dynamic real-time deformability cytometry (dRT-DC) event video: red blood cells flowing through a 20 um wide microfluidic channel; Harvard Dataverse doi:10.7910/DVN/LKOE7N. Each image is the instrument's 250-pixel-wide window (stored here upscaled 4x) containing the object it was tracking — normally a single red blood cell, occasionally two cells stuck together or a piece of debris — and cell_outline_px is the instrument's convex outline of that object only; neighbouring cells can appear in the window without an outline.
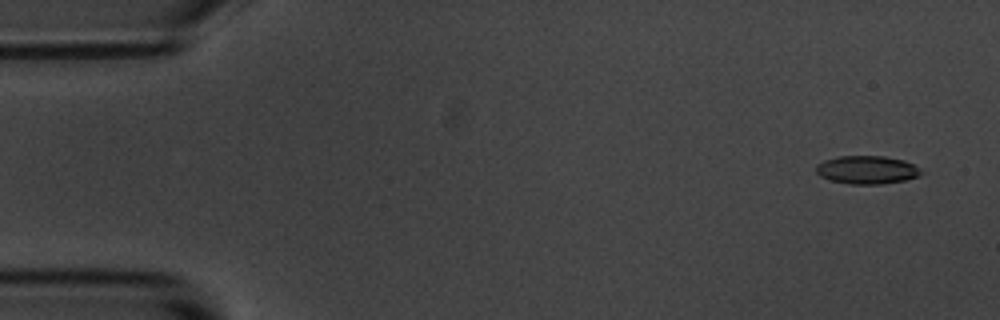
{"species": "common noctule bat (a hibernating species)", "species_latin": "Nyctalus noctula", "temperature_condition": "room temperature", "stored_images_in_passage": 4, "camera_frame_rate_fps": 3000, "um_per_image_px": 0.085, "animal": {"sex": "male", "body_mass_g": 20.1, "forearm_length_mm": 53.5}, "frame": {"image": 1, "passage_image": 1, "time_ms": 0.0, "image_size_px": [1000, 320], "cell_outline_px": [[924, 172], [920, 176], [904, 180], [880, 184], [848, 184], [828, 180], [820, 176], [816, 172], [816, 164], [824, 160], [836, 156], [884, 156], [904, 160], [912, 164]], "centroid_in_image_um": [73.66, 14.44], "position_along_channel_um": 11.3, "area_um2": 17.4}}
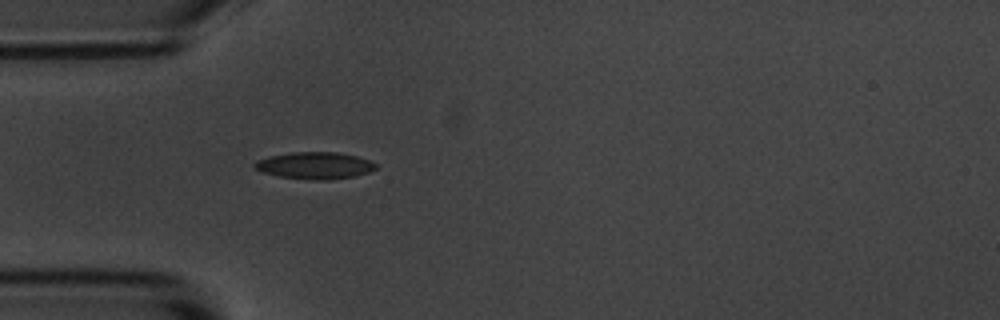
{"frame": {"image": 2, "passage_image": 4, "time_ms": 4.333, "image_size_px": [1000, 320], "cell_outline_px": [[376, 168], [368, 172], [356, 176], [332, 180], [316, 180], [280, 176], [264, 172], [256, 168], [252, 164], [256, 160], [268, 156], [292, 152], [336, 152], [356, 156], [368, 160], [376, 164]], "centroid_in_image_um": [26.76, 14.06], "position_along_channel_um": 58.2, "area_um2": 18.9}}